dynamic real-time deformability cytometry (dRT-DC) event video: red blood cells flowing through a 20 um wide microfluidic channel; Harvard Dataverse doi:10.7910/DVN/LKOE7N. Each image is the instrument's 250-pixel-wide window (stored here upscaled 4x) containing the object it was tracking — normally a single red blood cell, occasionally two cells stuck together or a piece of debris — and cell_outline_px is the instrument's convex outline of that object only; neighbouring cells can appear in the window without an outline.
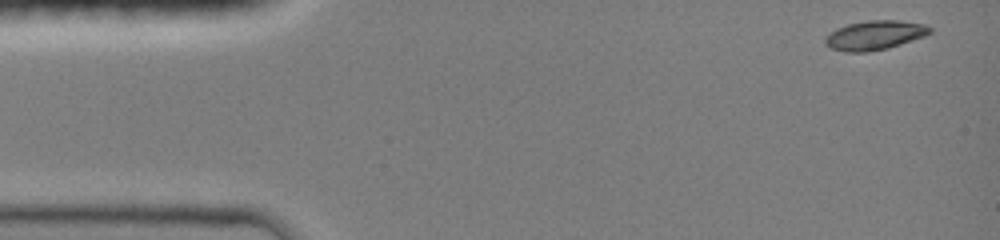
{"species": "common noctule bat (a hibernating species)", "species_latin": "Nyctalus noctula", "temperature_condition": "room temperature", "stored_images_in_passage": 48, "camera_frame_rate_fps": 3000, "um_per_image_px": 0.085, "animal": {"sex": "female", "body_mass_g": 19.0, "forearm_length_mm": 51.5}, "frame": {"image": 1, "passage_image": 1, "time_ms": 0.0, "image_size_px": [1000, 240], "cell_outline_px": [[932, 32], [924, 36], [888, 48], [868, 52], [844, 52], [832, 48], [824, 44], [824, 36], [836, 28], [848, 24], [868, 20], [900, 20], [924, 24], [932, 28]], "centroid_in_image_um": [74.32, 2.99], "position_along_channel_um": 10.7, "area_um2": 17.98}}
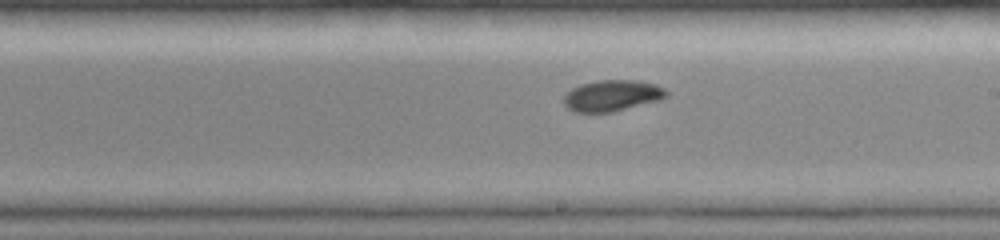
{"frame": {"image": 2, "passage_image": 31, "time_ms": 8.0, "image_size_px": [1000, 240], "cell_outline_px": [[668, 96], [656, 100], [612, 112], [572, 112], [564, 104], [564, 96], [572, 88], [580, 84], [596, 80], [636, 80], [656, 84], [664, 88], [668, 92]], "centroid_in_image_um": [52.0, 8.11], "position_along_channel_um": 237.0, "area_um2": 18.5}}
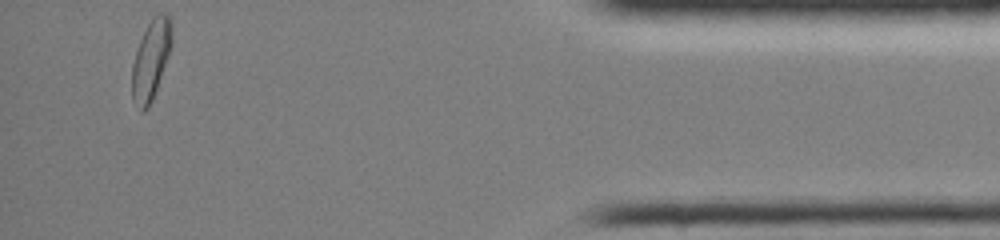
{"frame": {"image": 3, "passage_image": 48, "time_ms": 13.667, "image_size_px": [1000, 240], "cell_outline_px": [[172, 48], [152, 100], [148, 108], [144, 112], [140, 112], [132, 100], [132, 64], [140, 40], [152, 16], [160, 12], [164, 12], [172, 20]], "centroid_in_image_um": [12.84, 5.08], "position_along_channel_um": 422.4, "area_um2": 18.73}, "authors_computed_cell_mechanics": {"area_um2": 17.9469, "velocity_mm_per_s": 4.154, "shape_relaxation_time_tau1_ms": 4.7459, "shape_relaxation_time_tau2_ms": 8.2707, "deformation_change_tau1": 0.1406, "deformation_change_tau2": 0.0949}}